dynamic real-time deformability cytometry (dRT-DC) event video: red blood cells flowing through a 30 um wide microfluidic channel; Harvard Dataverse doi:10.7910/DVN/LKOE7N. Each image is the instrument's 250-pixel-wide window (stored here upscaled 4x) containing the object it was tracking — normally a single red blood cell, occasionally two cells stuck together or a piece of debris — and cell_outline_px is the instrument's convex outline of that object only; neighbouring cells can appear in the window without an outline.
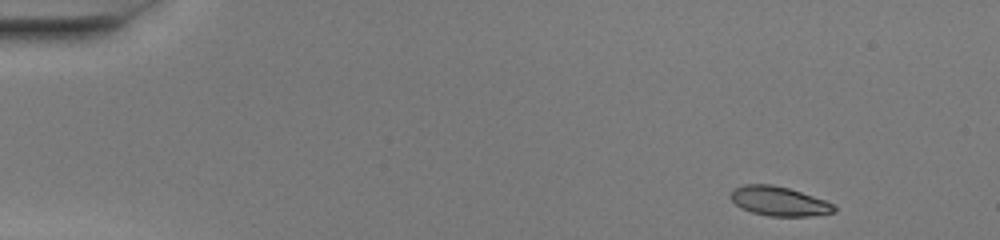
{"species": "common noctule bat (a hibernating species)", "species_latin": "Nyctalus noctula", "temperature_condition": "warm", "stored_images_in_passage": 46, "camera_frame_rate_fps": 3000, "um_per_image_px": 0.085, "animal": {"sex": "female", "body_mass_g": 20.0, "forearm_length_mm": 54.0}, "frame": {"image": 1, "passage_image": 1, "time_ms": 0.0, "image_size_px": [1000, 240], "cell_outline_px": [[836, 212], [808, 216], [768, 216], [752, 212], [740, 208], [728, 196], [732, 188], [744, 184], [772, 184], [788, 188], [836, 204]], "centroid_in_image_um": [66.18, 17.1], "position_along_channel_um": 18.8, "area_um2": 17.8}}
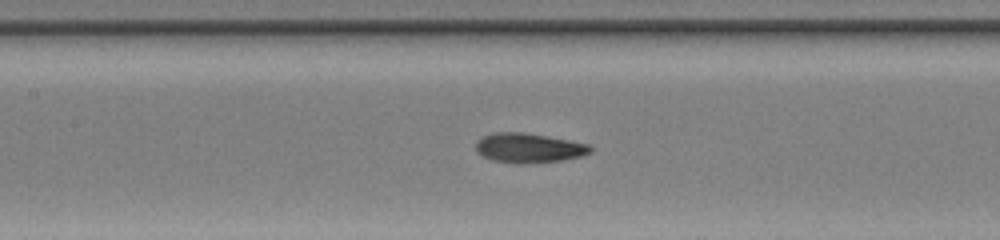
{"frame": {"image": 2, "passage_image": 20, "time_ms": 6.333, "image_size_px": [1000, 240], "cell_outline_px": [[592, 152], [584, 156], [564, 160], [520, 164], [492, 160], [476, 152], [476, 140], [484, 136], [496, 132], [524, 132], [568, 140], [588, 144], [592, 148]], "centroid_in_image_um": [44.96, 12.58], "position_along_channel_um": 162.4, "area_um2": 19.77}}
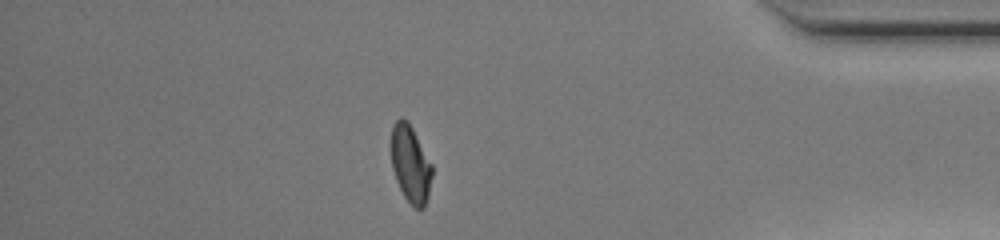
{"frame": {"image": 3, "passage_image": 40, "time_ms": 13.0, "image_size_px": [1000, 240], "cell_outline_px": [[432, 176], [428, 196], [424, 208], [416, 208], [404, 196], [396, 180], [392, 168], [392, 124], [400, 116], [408, 120], [432, 164]], "centroid_in_image_um": [34.9, 13.91], "position_along_channel_um": 400.3, "area_um2": 18.26}, "authors_computed_cell_mechanics": {"area_um2": 18.7272, "velocity_mm_per_s": 4.0605, "shape_relaxation_time_tau1_ms": 5.8185, "shape_relaxation_time_tau2_ms": 1.3888, "deformation_change_tau1": 0.2561, "deformation_change_tau2": 0.0714}}